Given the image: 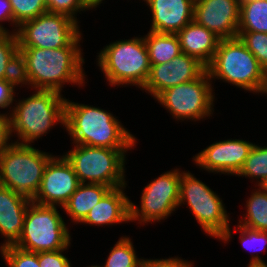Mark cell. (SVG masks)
<instances>
[{
    "instance_id": "obj_1",
    "label": "cell",
    "mask_w": 267,
    "mask_h": 267,
    "mask_svg": "<svg viewBox=\"0 0 267 267\" xmlns=\"http://www.w3.org/2000/svg\"><path fill=\"white\" fill-rule=\"evenodd\" d=\"M81 33L67 46L58 49L19 47L26 61L30 86L35 90H51L61 94L66 83H85L80 49Z\"/></svg>"
},
{
    "instance_id": "obj_2",
    "label": "cell",
    "mask_w": 267,
    "mask_h": 267,
    "mask_svg": "<svg viewBox=\"0 0 267 267\" xmlns=\"http://www.w3.org/2000/svg\"><path fill=\"white\" fill-rule=\"evenodd\" d=\"M73 144L111 149H132L133 136L109 111L66 99L65 122Z\"/></svg>"
},
{
    "instance_id": "obj_3",
    "label": "cell",
    "mask_w": 267,
    "mask_h": 267,
    "mask_svg": "<svg viewBox=\"0 0 267 267\" xmlns=\"http://www.w3.org/2000/svg\"><path fill=\"white\" fill-rule=\"evenodd\" d=\"M62 96L56 91L36 90L30 97L19 100L8 113L11 133L18 137L15 143L31 145L53 126L59 123L64 126L66 99Z\"/></svg>"
},
{
    "instance_id": "obj_4",
    "label": "cell",
    "mask_w": 267,
    "mask_h": 267,
    "mask_svg": "<svg viewBox=\"0 0 267 267\" xmlns=\"http://www.w3.org/2000/svg\"><path fill=\"white\" fill-rule=\"evenodd\" d=\"M211 80L220 79L255 93H267V73L239 37L220 39L207 66Z\"/></svg>"
},
{
    "instance_id": "obj_5",
    "label": "cell",
    "mask_w": 267,
    "mask_h": 267,
    "mask_svg": "<svg viewBox=\"0 0 267 267\" xmlns=\"http://www.w3.org/2000/svg\"><path fill=\"white\" fill-rule=\"evenodd\" d=\"M97 57L110 86L130 84L143 88L151 67L144 37L116 40L104 46Z\"/></svg>"
},
{
    "instance_id": "obj_6",
    "label": "cell",
    "mask_w": 267,
    "mask_h": 267,
    "mask_svg": "<svg viewBox=\"0 0 267 267\" xmlns=\"http://www.w3.org/2000/svg\"><path fill=\"white\" fill-rule=\"evenodd\" d=\"M185 202L205 234L224 243L230 241V218L222 199L189 171L181 172L178 206Z\"/></svg>"
},
{
    "instance_id": "obj_7",
    "label": "cell",
    "mask_w": 267,
    "mask_h": 267,
    "mask_svg": "<svg viewBox=\"0 0 267 267\" xmlns=\"http://www.w3.org/2000/svg\"><path fill=\"white\" fill-rule=\"evenodd\" d=\"M71 235L56 206L30 202L19 240L14 244L28 252L66 250Z\"/></svg>"
},
{
    "instance_id": "obj_8",
    "label": "cell",
    "mask_w": 267,
    "mask_h": 267,
    "mask_svg": "<svg viewBox=\"0 0 267 267\" xmlns=\"http://www.w3.org/2000/svg\"><path fill=\"white\" fill-rule=\"evenodd\" d=\"M128 150L75 144L63 156L73 167L80 183L117 188L126 185L124 173Z\"/></svg>"
},
{
    "instance_id": "obj_9",
    "label": "cell",
    "mask_w": 267,
    "mask_h": 267,
    "mask_svg": "<svg viewBox=\"0 0 267 267\" xmlns=\"http://www.w3.org/2000/svg\"><path fill=\"white\" fill-rule=\"evenodd\" d=\"M31 145L13 144L0 156V185L33 199L53 157Z\"/></svg>"
},
{
    "instance_id": "obj_10",
    "label": "cell",
    "mask_w": 267,
    "mask_h": 267,
    "mask_svg": "<svg viewBox=\"0 0 267 267\" xmlns=\"http://www.w3.org/2000/svg\"><path fill=\"white\" fill-rule=\"evenodd\" d=\"M207 70L197 79L172 86L155 99L176 120L198 121L212 116L214 112V90Z\"/></svg>"
},
{
    "instance_id": "obj_11",
    "label": "cell",
    "mask_w": 267,
    "mask_h": 267,
    "mask_svg": "<svg viewBox=\"0 0 267 267\" xmlns=\"http://www.w3.org/2000/svg\"><path fill=\"white\" fill-rule=\"evenodd\" d=\"M181 171L176 168L166 171L146 185L138 207L130 200V221L148 224L166 219L179 208Z\"/></svg>"
},
{
    "instance_id": "obj_12",
    "label": "cell",
    "mask_w": 267,
    "mask_h": 267,
    "mask_svg": "<svg viewBox=\"0 0 267 267\" xmlns=\"http://www.w3.org/2000/svg\"><path fill=\"white\" fill-rule=\"evenodd\" d=\"M78 24V21L65 14L47 11L18 27L16 36L19 47H67L81 33Z\"/></svg>"
},
{
    "instance_id": "obj_13",
    "label": "cell",
    "mask_w": 267,
    "mask_h": 267,
    "mask_svg": "<svg viewBox=\"0 0 267 267\" xmlns=\"http://www.w3.org/2000/svg\"><path fill=\"white\" fill-rule=\"evenodd\" d=\"M79 184L78 177L67 159L64 156H53L46 164L40 187L32 201L62 208Z\"/></svg>"
},
{
    "instance_id": "obj_14",
    "label": "cell",
    "mask_w": 267,
    "mask_h": 267,
    "mask_svg": "<svg viewBox=\"0 0 267 267\" xmlns=\"http://www.w3.org/2000/svg\"><path fill=\"white\" fill-rule=\"evenodd\" d=\"M206 70L207 67L198 59L182 52L170 62L151 64L149 76L141 90L148 91L155 99L165 89L193 81Z\"/></svg>"
},
{
    "instance_id": "obj_15",
    "label": "cell",
    "mask_w": 267,
    "mask_h": 267,
    "mask_svg": "<svg viewBox=\"0 0 267 267\" xmlns=\"http://www.w3.org/2000/svg\"><path fill=\"white\" fill-rule=\"evenodd\" d=\"M253 145L242 139L219 141L196 154L193 161L199 168L210 173L237 175Z\"/></svg>"
},
{
    "instance_id": "obj_16",
    "label": "cell",
    "mask_w": 267,
    "mask_h": 267,
    "mask_svg": "<svg viewBox=\"0 0 267 267\" xmlns=\"http://www.w3.org/2000/svg\"><path fill=\"white\" fill-rule=\"evenodd\" d=\"M193 20L220 39L236 38L240 0H195Z\"/></svg>"
},
{
    "instance_id": "obj_17",
    "label": "cell",
    "mask_w": 267,
    "mask_h": 267,
    "mask_svg": "<svg viewBox=\"0 0 267 267\" xmlns=\"http://www.w3.org/2000/svg\"><path fill=\"white\" fill-rule=\"evenodd\" d=\"M195 0H147L152 13L150 31L177 34L193 21Z\"/></svg>"
},
{
    "instance_id": "obj_18",
    "label": "cell",
    "mask_w": 267,
    "mask_h": 267,
    "mask_svg": "<svg viewBox=\"0 0 267 267\" xmlns=\"http://www.w3.org/2000/svg\"><path fill=\"white\" fill-rule=\"evenodd\" d=\"M31 201L28 197L0 185V234L6 239L0 248L14 245L19 240Z\"/></svg>"
},
{
    "instance_id": "obj_19",
    "label": "cell",
    "mask_w": 267,
    "mask_h": 267,
    "mask_svg": "<svg viewBox=\"0 0 267 267\" xmlns=\"http://www.w3.org/2000/svg\"><path fill=\"white\" fill-rule=\"evenodd\" d=\"M126 186L111 188L81 223L104 226L130 222V199L123 191Z\"/></svg>"
},
{
    "instance_id": "obj_20",
    "label": "cell",
    "mask_w": 267,
    "mask_h": 267,
    "mask_svg": "<svg viewBox=\"0 0 267 267\" xmlns=\"http://www.w3.org/2000/svg\"><path fill=\"white\" fill-rule=\"evenodd\" d=\"M176 35L183 53L198 59L206 67L211 63L220 41L218 36L194 20Z\"/></svg>"
},
{
    "instance_id": "obj_21",
    "label": "cell",
    "mask_w": 267,
    "mask_h": 267,
    "mask_svg": "<svg viewBox=\"0 0 267 267\" xmlns=\"http://www.w3.org/2000/svg\"><path fill=\"white\" fill-rule=\"evenodd\" d=\"M110 189L111 187L103 184L80 183L62 209L74 223H81Z\"/></svg>"
},
{
    "instance_id": "obj_22",
    "label": "cell",
    "mask_w": 267,
    "mask_h": 267,
    "mask_svg": "<svg viewBox=\"0 0 267 267\" xmlns=\"http://www.w3.org/2000/svg\"><path fill=\"white\" fill-rule=\"evenodd\" d=\"M144 40L148 49L150 64L170 62L182 53L176 34L149 31L144 36Z\"/></svg>"
},
{
    "instance_id": "obj_23",
    "label": "cell",
    "mask_w": 267,
    "mask_h": 267,
    "mask_svg": "<svg viewBox=\"0 0 267 267\" xmlns=\"http://www.w3.org/2000/svg\"><path fill=\"white\" fill-rule=\"evenodd\" d=\"M238 32L267 33V0H240Z\"/></svg>"
},
{
    "instance_id": "obj_24",
    "label": "cell",
    "mask_w": 267,
    "mask_h": 267,
    "mask_svg": "<svg viewBox=\"0 0 267 267\" xmlns=\"http://www.w3.org/2000/svg\"><path fill=\"white\" fill-rule=\"evenodd\" d=\"M246 201V215L238 225L257 231H267V189L259 186Z\"/></svg>"
},
{
    "instance_id": "obj_25",
    "label": "cell",
    "mask_w": 267,
    "mask_h": 267,
    "mask_svg": "<svg viewBox=\"0 0 267 267\" xmlns=\"http://www.w3.org/2000/svg\"><path fill=\"white\" fill-rule=\"evenodd\" d=\"M237 175L258 179L256 185L264 186L267 182V146L254 144Z\"/></svg>"
},
{
    "instance_id": "obj_26",
    "label": "cell",
    "mask_w": 267,
    "mask_h": 267,
    "mask_svg": "<svg viewBox=\"0 0 267 267\" xmlns=\"http://www.w3.org/2000/svg\"><path fill=\"white\" fill-rule=\"evenodd\" d=\"M130 237H121L114 247L103 267H142L143 259H139Z\"/></svg>"
},
{
    "instance_id": "obj_27",
    "label": "cell",
    "mask_w": 267,
    "mask_h": 267,
    "mask_svg": "<svg viewBox=\"0 0 267 267\" xmlns=\"http://www.w3.org/2000/svg\"><path fill=\"white\" fill-rule=\"evenodd\" d=\"M13 13V26L17 32L23 22L34 19L48 11L46 0H9Z\"/></svg>"
},
{
    "instance_id": "obj_28",
    "label": "cell",
    "mask_w": 267,
    "mask_h": 267,
    "mask_svg": "<svg viewBox=\"0 0 267 267\" xmlns=\"http://www.w3.org/2000/svg\"><path fill=\"white\" fill-rule=\"evenodd\" d=\"M237 37L240 38L267 73V33L238 32Z\"/></svg>"
},
{
    "instance_id": "obj_29",
    "label": "cell",
    "mask_w": 267,
    "mask_h": 267,
    "mask_svg": "<svg viewBox=\"0 0 267 267\" xmlns=\"http://www.w3.org/2000/svg\"><path fill=\"white\" fill-rule=\"evenodd\" d=\"M3 80L10 84L13 88L17 86L29 85L30 82L27 75L26 61L24 55L18 50L8 61Z\"/></svg>"
},
{
    "instance_id": "obj_30",
    "label": "cell",
    "mask_w": 267,
    "mask_h": 267,
    "mask_svg": "<svg viewBox=\"0 0 267 267\" xmlns=\"http://www.w3.org/2000/svg\"><path fill=\"white\" fill-rule=\"evenodd\" d=\"M0 252L9 267H40L38 253L24 251L14 245L0 248Z\"/></svg>"
},
{
    "instance_id": "obj_31",
    "label": "cell",
    "mask_w": 267,
    "mask_h": 267,
    "mask_svg": "<svg viewBox=\"0 0 267 267\" xmlns=\"http://www.w3.org/2000/svg\"><path fill=\"white\" fill-rule=\"evenodd\" d=\"M48 12L65 14L77 21V13L90 10L84 0H46Z\"/></svg>"
},
{
    "instance_id": "obj_32",
    "label": "cell",
    "mask_w": 267,
    "mask_h": 267,
    "mask_svg": "<svg viewBox=\"0 0 267 267\" xmlns=\"http://www.w3.org/2000/svg\"><path fill=\"white\" fill-rule=\"evenodd\" d=\"M19 50L18 39L14 32H0V79L11 57Z\"/></svg>"
},
{
    "instance_id": "obj_33",
    "label": "cell",
    "mask_w": 267,
    "mask_h": 267,
    "mask_svg": "<svg viewBox=\"0 0 267 267\" xmlns=\"http://www.w3.org/2000/svg\"><path fill=\"white\" fill-rule=\"evenodd\" d=\"M240 232V242L243 248L250 252H258L267 246V231H257L237 225Z\"/></svg>"
},
{
    "instance_id": "obj_34",
    "label": "cell",
    "mask_w": 267,
    "mask_h": 267,
    "mask_svg": "<svg viewBox=\"0 0 267 267\" xmlns=\"http://www.w3.org/2000/svg\"><path fill=\"white\" fill-rule=\"evenodd\" d=\"M63 251H47L38 253L40 267H72L69 259L63 255Z\"/></svg>"
},
{
    "instance_id": "obj_35",
    "label": "cell",
    "mask_w": 267,
    "mask_h": 267,
    "mask_svg": "<svg viewBox=\"0 0 267 267\" xmlns=\"http://www.w3.org/2000/svg\"><path fill=\"white\" fill-rule=\"evenodd\" d=\"M194 263L178 257L165 259H143L142 267H192Z\"/></svg>"
},
{
    "instance_id": "obj_36",
    "label": "cell",
    "mask_w": 267,
    "mask_h": 267,
    "mask_svg": "<svg viewBox=\"0 0 267 267\" xmlns=\"http://www.w3.org/2000/svg\"><path fill=\"white\" fill-rule=\"evenodd\" d=\"M10 115L6 112L0 114V156L13 144L9 143L12 137Z\"/></svg>"
},
{
    "instance_id": "obj_37",
    "label": "cell",
    "mask_w": 267,
    "mask_h": 267,
    "mask_svg": "<svg viewBox=\"0 0 267 267\" xmlns=\"http://www.w3.org/2000/svg\"><path fill=\"white\" fill-rule=\"evenodd\" d=\"M14 88L8 84L5 80L0 79V108L6 109L14 103Z\"/></svg>"
},
{
    "instance_id": "obj_38",
    "label": "cell",
    "mask_w": 267,
    "mask_h": 267,
    "mask_svg": "<svg viewBox=\"0 0 267 267\" xmlns=\"http://www.w3.org/2000/svg\"><path fill=\"white\" fill-rule=\"evenodd\" d=\"M8 21L13 25V13L9 0H0V22ZM0 23V32H9Z\"/></svg>"
},
{
    "instance_id": "obj_39",
    "label": "cell",
    "mask_w": 267,
    "mask_h": 267,
    "mask_svg": "<svg viewBox=\"0 0 267 267\" xmlns=\"http://www.w3.org/2000/svg\"><path fill=\"white\" fill-rule=\"evenodd\" d=\"M247 267H267V263L258 254L255 255L254 253Z\"/></svg>"
},
{
    "instance_id": "obj_40",
    "label": "cell",
    "mask_w": 267,
    "mask_h": 267,
    "mask_svg": "<svg viewBox=\"0 0 267 267\" xmlns=\"http://www.w3.org/2000/svg\"><path fill=\"white\" fill-rule=\"evenodd\" d=\"M103 0H84V2L91 8H96Z\"/></svg>"
},
{
    "instance_id": "obj_41",
    "label": "cell",
    "mask_w": 267,
    "mask_h": 267,
    "mask_svg": "<svg viewBox=\"0 0 267 267\" xmlns=\"http://www.w3.org/2000/svg\"><path fill=\"white\" fill-rule=\"evenodd\" d=\"M88 267H103V266H99V265H92V266H88Z\"/></svg>"
}]
</instances>
